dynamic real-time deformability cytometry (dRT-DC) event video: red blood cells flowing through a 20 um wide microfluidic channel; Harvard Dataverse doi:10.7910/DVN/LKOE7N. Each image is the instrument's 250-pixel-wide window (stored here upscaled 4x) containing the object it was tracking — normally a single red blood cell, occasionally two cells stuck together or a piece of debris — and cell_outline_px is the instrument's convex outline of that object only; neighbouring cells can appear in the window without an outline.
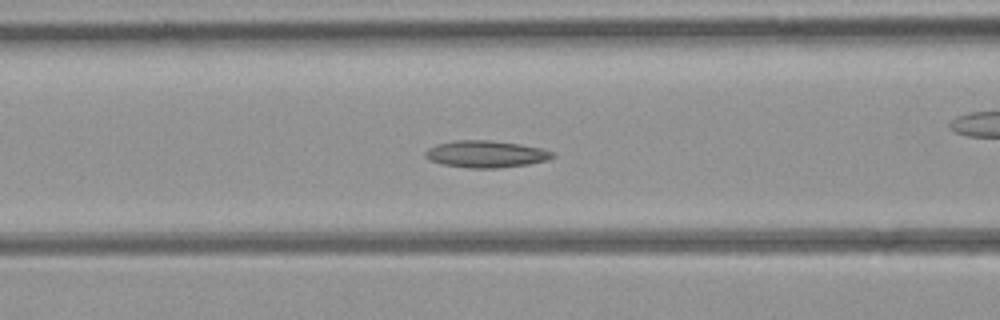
{"species": "common noctule bat (a hibernating species)", "species_latin": "Nyctalus noctula", "temperature_condition": "room temperature", "stored_images_in_passage": 46, "camera_frame_rate_fps": 3000, "um_per_image_px": 0.085, "animal": {"sex": "female", "body_mass_g": 21.9}, "frame": {"image": 1, "passage_image": 14, "time_ms": 4.333, "image_size_px": [1000, 320], "cell_outline_px": [[556, 156], [548, 160], [528, 164], [500, 168], [468, 168], [444, 164], [428, 160], [424, 156], [424, 152], [428, 148], [436, 144], [456, 140], [488, 140], [520, 144], [540, 148], [556, 152]], "centroid_in_image_um": [41.31, 13.1], "position_along_channel_um": 125.3, "area_um2": 20.11}}
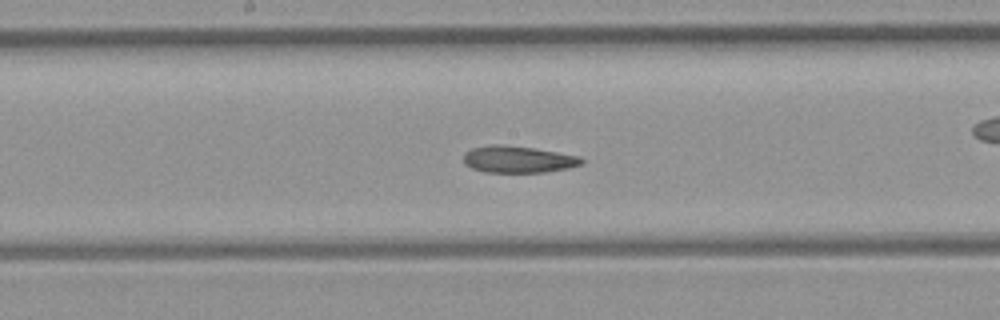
{"frame": {"image": 2, "passage_image": 20, "time_ms": 6.333, "image_size_px": [1000, 320], "cell_outline_px": [[584, 164], [568, 168], [548, 172], [484, 172], [472, 168], [464, 164], [464, 152], [472, 148], [492, 144], [500, 144], [532, 148], [580, 156], [584, 160]], "centroid_in_image_um": [44.04, 13.55], "position_along_channel_um": 204.2, "area_um2": 18.5}, "authors_computed_cell_mechanics": {"area_um2": 19.5364, "velocity_mm_per_s": 3.9378, "shape_relaxation_time_tau1_ms": null, "shape_relaxation_time_tau2_ms": 8.6413, "deformation_change_tau1": null, "deformation_change_tau2": 0.1815}}